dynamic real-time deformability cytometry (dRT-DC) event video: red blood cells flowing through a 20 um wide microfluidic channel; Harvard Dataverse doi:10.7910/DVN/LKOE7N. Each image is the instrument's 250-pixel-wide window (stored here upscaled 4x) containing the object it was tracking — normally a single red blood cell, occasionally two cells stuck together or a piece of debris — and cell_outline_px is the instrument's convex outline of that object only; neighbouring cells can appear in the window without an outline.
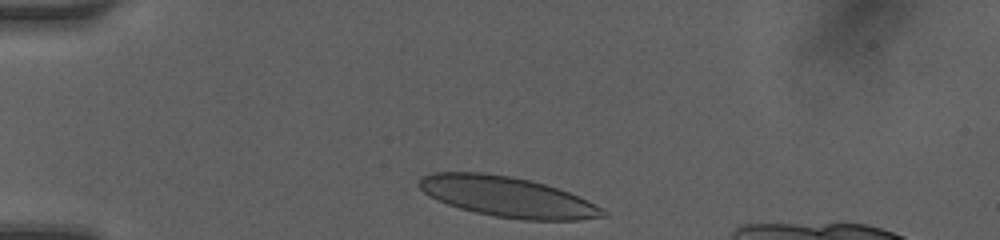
{"species": "human", "species_latin": "Homo sapiens", "temperature_condition": "room temperature", "stored_images_in_passage": 30, "camera_frame_rate_fps": 3000, "um_per_image_px": 0.085, "donor": {"sex": "female"}, "frame": {"image": 1, "passage_image": 1, "time_ms": 0.0, "image_size_px": [1000, 240], "cell_outline_px": [[608, 216], [580, 220], [520, 220], [496, 216], [476, 212], [460, 208], [436, 200], [424, 192], [416, 184], [420, 176], [432, 172], [484, 172], [512, 176], [544, 184], [568, 192], [588, 200], [608, 212]], "centroid_in_image_um": [43.11, 16.72], "position_along_channel_um": 41.9, "area_um2": 43.29}}
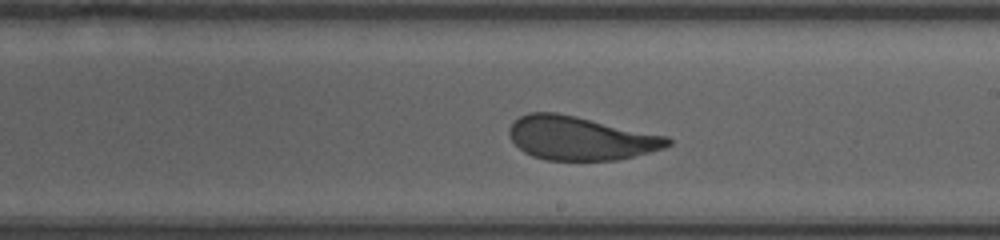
{"frame": {"image": 2, "passage_image": 18, "time_ms": 5.667, "image_size_px": [1000, 240], "cell_outline_px": [[672, 144], [664, 148], [616, 160], [544, 160], [532, 156], [524, 152], [512, 140], [508, 132], [508, 128], [520, 116], [528, 112], [556, 112], [576, 116], [668, 136], [672, 140]], "centroid_in_image_um": [49.33, 11.74], "position_along_channel_um": 239.7, "area_um2": 40.23}}
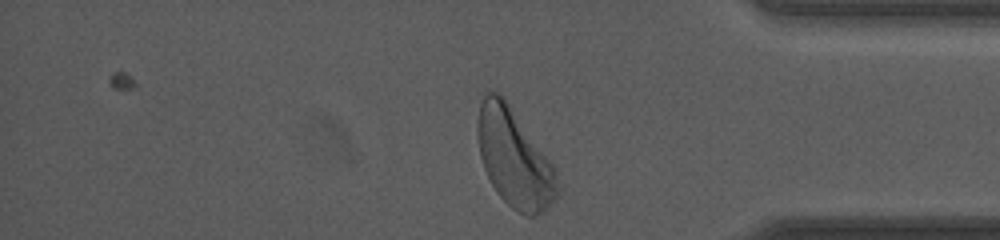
{"frame": {"image": 3, "passage_image": 30, "time_ms": 9.667, "image_size_px": [1000, 240], "cell_outline_px": [[560, 196], [548, 208], [536, 216], [524, 216], [516, 212], [496, 192], [484, 168], [480, 156], [476, 132], [476, 124], [480, 104], [484, 92], [496, 92], [504, 96], [556, 168], [560, 192]], "centroid_in_image_um": [43.73, 13.45], "position_along_channel_um": 391.5, "area_um2": 46.3}, "authors_computed_cell_mechanics": {"area_um2": 40.8357, "velocity_mm_per_s": 4.186, "shape_relaxation_time_tau1_ms": 2.7143, "shape_relaxation_time_tau2_ms": 0.6828, "deformation_change_tau1": 0.1375, "deformation_change_tau2": 0.0748}}